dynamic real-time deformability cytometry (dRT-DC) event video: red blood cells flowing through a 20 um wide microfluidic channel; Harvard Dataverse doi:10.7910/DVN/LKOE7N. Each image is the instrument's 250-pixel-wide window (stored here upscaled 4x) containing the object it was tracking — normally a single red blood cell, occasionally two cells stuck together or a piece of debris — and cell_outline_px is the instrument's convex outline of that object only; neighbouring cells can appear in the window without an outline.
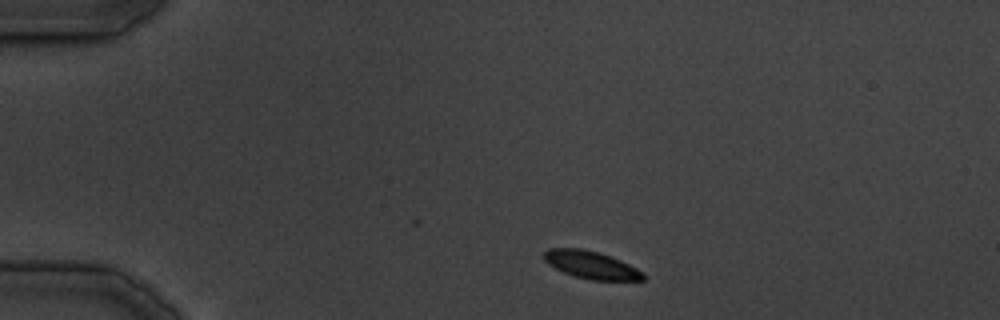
{"species": "common noctule bat (a hibernating species)", "species_latin": "Nyctalus noctula", "temperature_condition": "cold", "stored_images_in_passage": 8, "camera_frame_rate_fps": 3000, "um_per_image_px": 0.085, "animal": {"sex": "male", "body_mass_g": 19.5, "forearm_length_mm": 54.6}, "frame": {"image": 1, "passage_image": 1, "time_ms": 0.0, "image_size_px": [1000, 320], "cell_outline_px": [[644, 280], [592, 280], [576, 276], [564, 272], [548, 264], [544, 260], [544, 252], [548, 248], [580, 248], [596, 252], [620, 260], [644, 272]], "centroid_in_image_um": [50.24, 22.52], "position_along_channel_um": 34.8, "area_um2": 15.66}}